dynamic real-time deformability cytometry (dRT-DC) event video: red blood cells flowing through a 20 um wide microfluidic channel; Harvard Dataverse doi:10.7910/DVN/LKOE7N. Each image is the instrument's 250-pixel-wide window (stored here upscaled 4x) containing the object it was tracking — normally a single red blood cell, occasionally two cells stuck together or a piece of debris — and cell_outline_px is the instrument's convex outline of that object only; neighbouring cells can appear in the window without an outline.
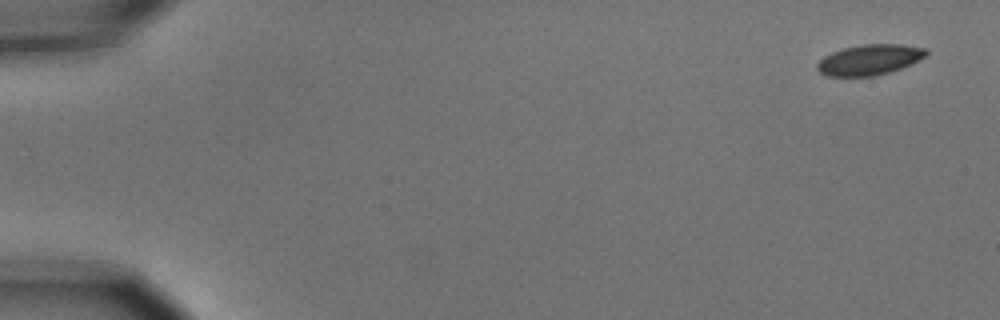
{"species": "common noctule bat (a hibernating species)", "species_latin": "Nyctalus noctula", "temperature_condition": "cold", "stored_images_in_passage": 6, "camera_frame_rate_fps": 3000, "um_per_image_px": 0.085, "animal": {"sex": "male", "body_mass_g": 15.6}, "frame": {"image": 1, "passage_image": 1, "time_ms": 0.0, "image_size_px": [1000, 320], "cell_outline_px": [[928, 52], [924, 56], [900, 68], [888, 72], [872, 76], [828, 76], [820, 72], [816, 68], [816, 64], [824, 56], [832, 52], [844, 48], [860, 44], [900, 44], [928, 48]], "centroid_in_image_um": [73.87, 5.06], "position_along_channel_um": 11.1, "area_um2": 19.13}}
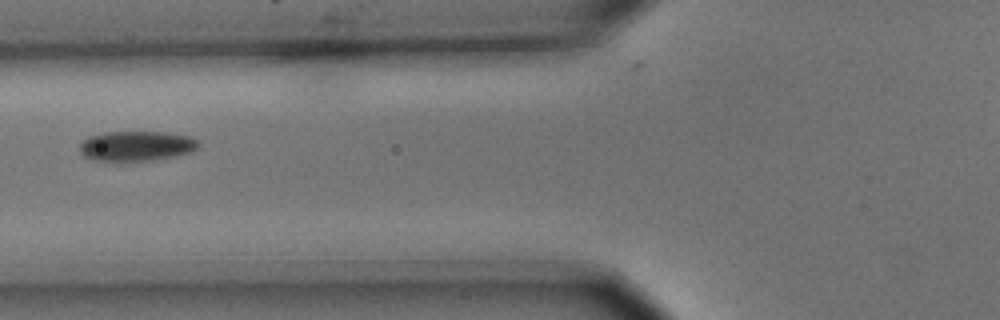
{"frame": {"image": 2, "passage_image": 6, "time_ms": 1.667, "image_size_px": [1000, 320], "cell_outline_px": [[200, 144], [192, 152], [176, 156], [152, 160], [92, 160], [84, 156], [80, 152], [80, 144], [88, 136], [104, 132], [164, 132], [188, 136], [196, 140]], "centroid_in_image_um": [11.59, 12.4], "position_along_channel_um": 114.2, "area_um2": 20.58}}